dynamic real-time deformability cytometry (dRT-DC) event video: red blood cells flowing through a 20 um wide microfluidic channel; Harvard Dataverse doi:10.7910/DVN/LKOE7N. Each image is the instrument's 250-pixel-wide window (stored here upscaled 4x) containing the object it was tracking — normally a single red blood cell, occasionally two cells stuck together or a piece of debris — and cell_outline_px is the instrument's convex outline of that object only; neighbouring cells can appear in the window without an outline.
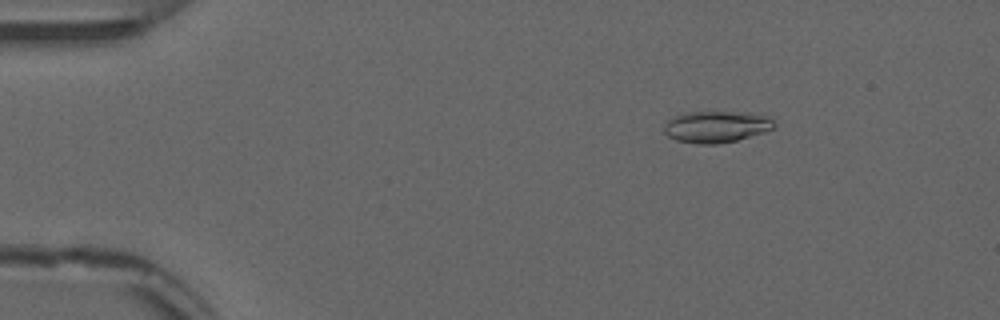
{"species": "common noctule bat (a hibernating species)", "species_latin": "Nyctalus noctula", "temperature_condition": "warm", "stored_images_in_passage": 53, "camera_frame_rate_fps": 3000, "um_per_image_px": 0.085, "animal": {"sex": "male", "forearm_length_mm": 52.5}, "frame": {"image": 1, "passage_image": 8, "time_ms": 2.333, "image_size_px": [1000, 320], "cell_outline_px": [[776, 128], [764, 132], [736, 140], [716, 144], [696, 144], [676, 140], [668, 136], [664, 132], [664, 124], [668, 120], [676, 116], [688, 112], [748, 112], [772, 116], [776, 120]], "centroid_in_image_um": [60.96, 10.76], "position_along_channel_um": 24.0, "area_um2": 20.52}}
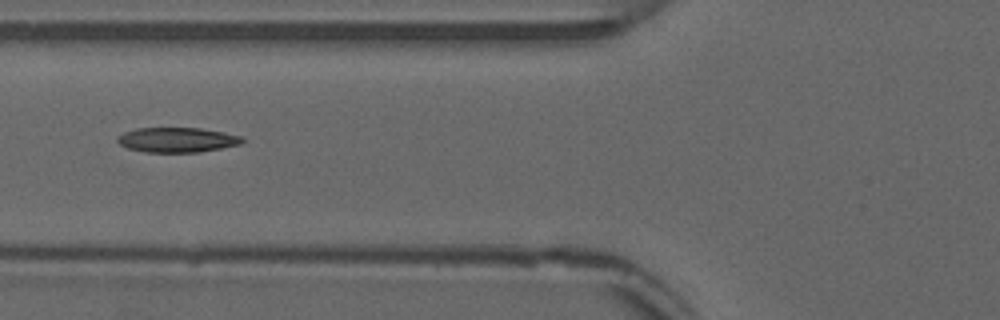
{"frame": {"image": 2, "passage_image": 21, "time_ms": 6.667, "image_size_px": [1000, 320], "cell_outline_px": [[244, 140], [240, 144], [200, 152], [144, 152], [128, 148], [120, 144], [116, 140], [116, 136], [124, 132], [136, 128], [200, 128], [224, 132], [240, 136]], "centroid_in_image_um": [15.01, 11.88], "position_along_channel_um": 110.8, "area_um2": 18.03}}
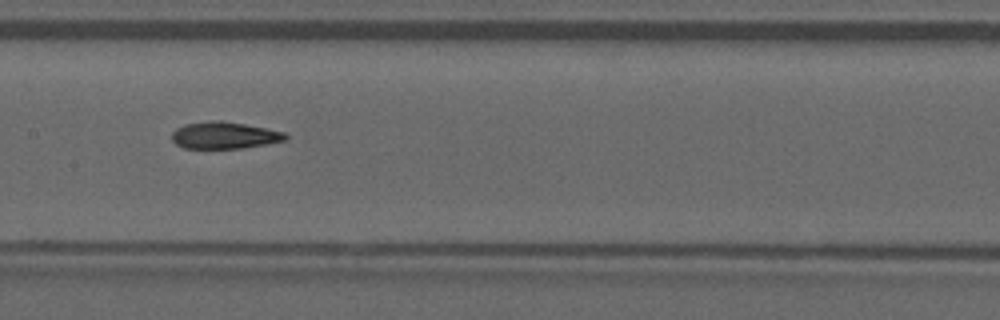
{"frame": {"image": 3, "passage_image": 27, "time_ms": 8.667, "image_size_px": [1000, 320], "cell_outline_px": [[288, 140], [240, 148], [184, 148], [176, 144], [172, 140], [172, 132], [176, 128], [184, 124], [212, 120], [220, 120], [268, 128], [284, 132], [288, 136]], "centroid_in_image_um": [19.07, 11.49], "position_along_channel_um": 188.3, "area_um2": 17.8}, "authors_computed_cell_mechanics": {"area_um2": 18.3226, "velocity_mm_per_s": 3.863, "shape_relaxation_time_tau1_ms": null, "shape_relaxation_time_tau2_ms": 3.1997, "deformation_change_tau1": null, "deformation_change_tau2": 0.1078}}